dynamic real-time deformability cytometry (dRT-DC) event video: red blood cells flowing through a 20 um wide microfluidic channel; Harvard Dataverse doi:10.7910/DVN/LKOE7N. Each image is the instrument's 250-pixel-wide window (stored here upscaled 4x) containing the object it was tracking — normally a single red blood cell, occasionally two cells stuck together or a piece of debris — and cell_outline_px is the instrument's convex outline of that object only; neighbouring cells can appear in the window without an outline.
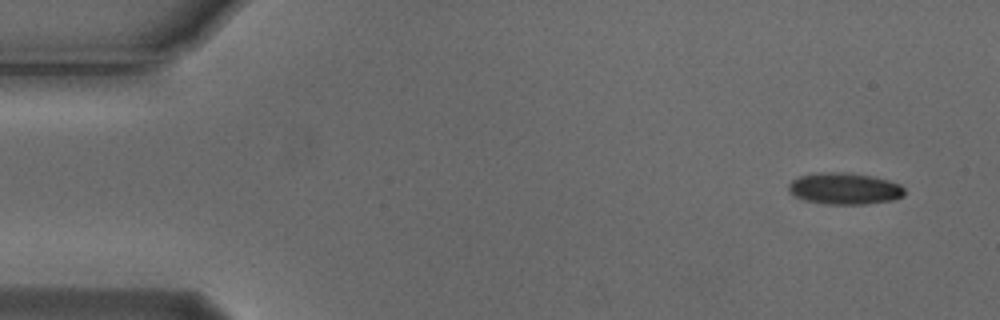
{"species": "Egyptian fruit bat (a non-hibernating species)", "species_latin": "Rousettus aegyptiacus", "temperature_condition": "cold", "stored_images_in_passage": 2, "camera_frame_rate_fps": 3000, "um_per_image_px": 0.085, "animal": {"sex": "male"}, "frame": {"image": 1, "passage_image": 1, "time_ms": 0.0, "image_size_px": [1000, 320], "cell_outline_px": [[904, 196], [892, 200], [864, 204], [824, 204], [804, 200], [792, 196], [788, 192], [788, 184], [792, 180], [800, 176], [820, 172], [844, 172], [872, 176], [888, 180], [900, 184], [904, 188]], "centroid_in_image_um": [71.75, 16.03], "position_along_channel_um": 13.3, "area_um2": 21.5}}